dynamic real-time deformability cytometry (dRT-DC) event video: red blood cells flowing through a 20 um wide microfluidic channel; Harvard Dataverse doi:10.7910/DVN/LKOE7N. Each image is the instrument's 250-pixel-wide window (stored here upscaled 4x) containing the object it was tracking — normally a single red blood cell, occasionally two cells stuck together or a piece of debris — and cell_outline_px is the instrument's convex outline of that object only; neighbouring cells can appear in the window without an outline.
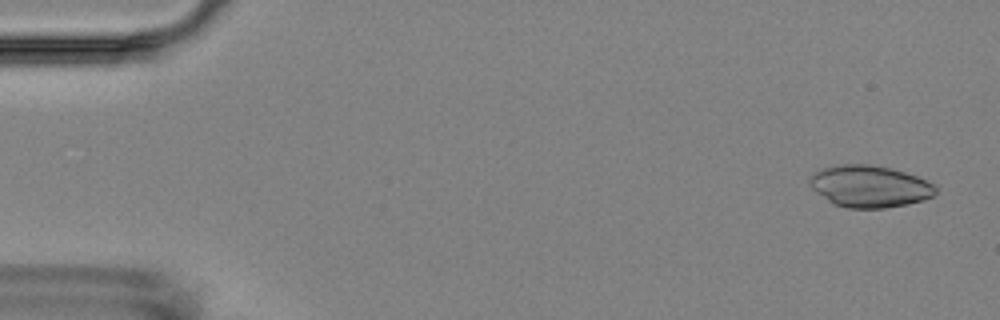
{"species": "Egyptian fruit bat (a non-hibernating species)", "species_latin": "Rousettus aegyptiacus", "temperature_condition": "room temperature", "stored_images_in_passage": 4, "camera_frame_rate_fps": 3000, "um_per_image_px": 0.085, "animal": {"sex": "female"}, "frame": {"image": 1, "passage_image": 1, "time_ms": 0.0, "image_size_px": [1000, 320], "cell_outline_px": [[940, 184], [936, 192], [932, 196], [924, 200], [908, 204], [884, 208], [848, 208], [832, 204], [816, 192], [808, 184], [808, 176], [812, 172], [824, 168], [840, 164], [872, 164], [904, 172]], "centroid_in_image_um": [73.92, 15.84], "position_along_channel_um": 11.1, "area_um2": 31.21}}